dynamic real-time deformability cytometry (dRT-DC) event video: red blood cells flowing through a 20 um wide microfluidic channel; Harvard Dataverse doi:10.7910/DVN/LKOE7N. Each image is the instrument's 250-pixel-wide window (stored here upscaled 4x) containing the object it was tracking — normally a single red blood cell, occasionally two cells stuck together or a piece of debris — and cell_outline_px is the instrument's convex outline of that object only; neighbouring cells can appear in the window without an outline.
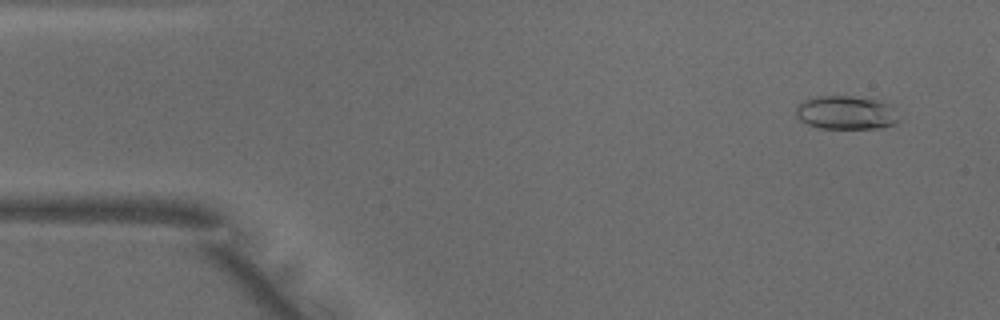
{"species": "common noctule bat (a hibernating species)", "species_latin": "Nyctalus noctula", "temperature_condition": "warm", "stored_images_in_passage": 48, "camera_frame_rate_fps": 3000, "um_per_image_px": 0.085, "animal": {"sex": "male", "body_mass_g": 18.8}, "frame": {"image": 1, "passage_image": 3, "time_ms": 0.667, "image_size_px": [1000, 320], "cell_outline_px": [[900, 120], [896, 124], [880, 128], [820, 128], [808, 124], [800, 120], [796, 116], [796, 108], [804, 100], [816, 96], [852, 96], [880, 100], [888, 104], [892, 108]], "centroid_in_image_um": [71.92, 9.57], "position_along_channel_um": 13.1, "area_um2": 20.11}}
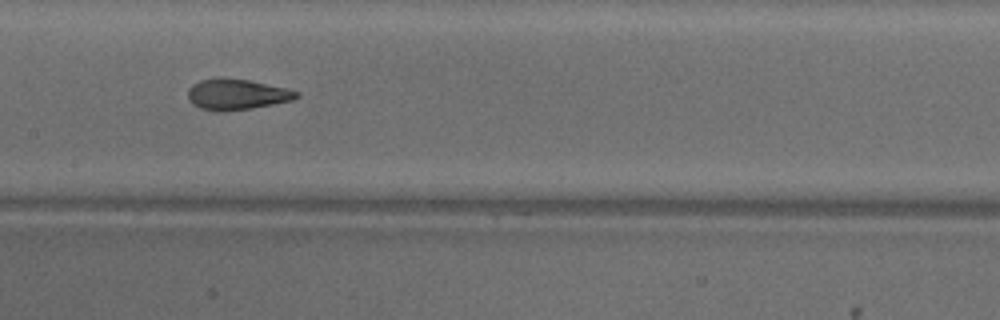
{"frame": {"image": 2, "passage_image": 23, "time_ms": 7.333, "image_size_px": [1000, 320], "cell_outline_px": [[300, 96], [292, 100], [252, 108], [224, 112], [216, 112], [200, 108], [192, 104], [188, 96], [188, 88], [192, 84], [200, 80], [216, 76], [220, 76], [248, 80], [288, 88], [300, 92]], "centroid_in_image_um": [20.1, 8.01], "position_along_channel_um": 187.3, "area_um2": 19.88}}
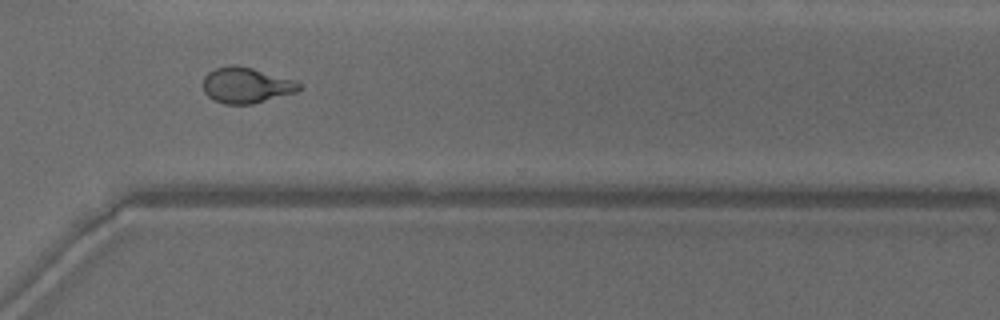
{"frame": {"image": 3, "passage_image": 35, "time_ms": 11.333, "image_size_px": [1000, 320], "cell_outline_px": [[304, 88], [296, 92], [252, 104], [224, 104], [212, 100], [204, 92], [204, 76], [208, 72], [216, 68], [232, 64], [252, 68], [296, 80]], "centroid_in_image_um": [20.94, 7.25], "position_along_channel_um": 349.7, "area_um2": 20.06}, "authors_computed_cell_mechanics": {"area_um2": 19.8254, "velocity_mm_per_s": 4.0677, "shape_relaxation_time_tau1_ms": 4.7892, "shape_relaxation_time_tau2_ms": 1.0153, "deformation_change_tau1": 0.1946, "deformation_change_tau2": 0.0742}}